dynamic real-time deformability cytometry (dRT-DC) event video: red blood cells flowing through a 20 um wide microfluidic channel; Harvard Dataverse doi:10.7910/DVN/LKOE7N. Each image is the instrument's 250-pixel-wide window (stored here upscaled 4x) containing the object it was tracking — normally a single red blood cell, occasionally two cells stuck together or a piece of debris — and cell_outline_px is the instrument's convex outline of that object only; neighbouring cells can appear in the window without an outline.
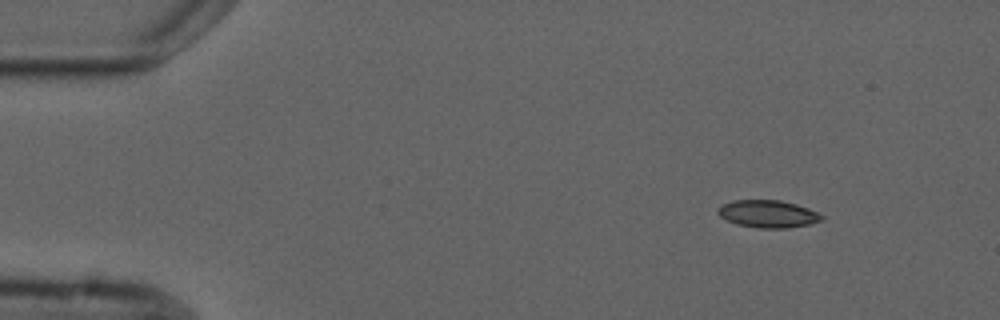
{"species": "common noctule bat (a hibernating species)", "species_latin": "Nyctalus noctula", "temperature_condition": "cold", "stored_images_in_passage": 5, "segment_of_instrument_passage": [1, 2], "camera_frame_rate_fps": 3000, "um_per_image_px": 0.085, "animal": {"sex": "male", "forearm_length_mm": 52.5}, "frame": {"image": 1, "passage_image": 1, "time_ms": 0.0, "image_size_px": [1000, 320], "cell_outline_px": [[824, 220], [812, 224], [788, 228], [756, 228], [736, 224], [720, 216], [716, 212], [716, 208], [732, 200], [780, 200], [796, 204], [808, 208], [824, 216]], "centroid_in_image_um": [65.29, 18.19], "position_along_channel_um": 19.7, "area_um2": 16.76}}
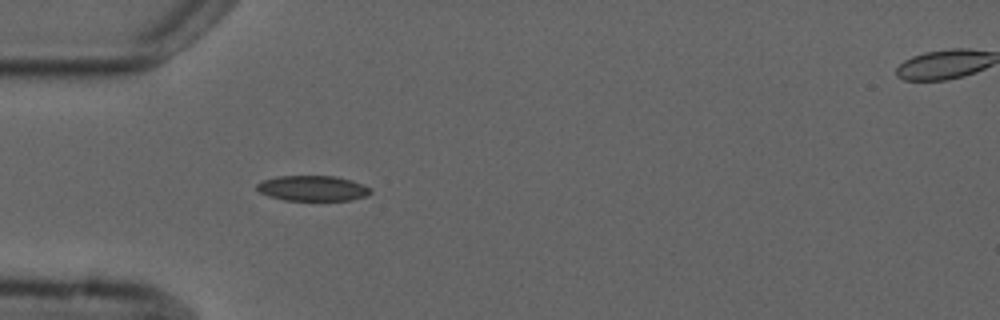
{"frame": {"image": 2, "passage_image": 4, "time_ms": 3.333, "image_size_px": [1000, 320], "cell_outline_px": [[372, 192], [368, 196], [352, 200], [284, 200], [268, 196], [260, 192], [256, 188], [256, 184], [264, 180], [276, 176], [336, 176], [352, 180], [364, 184], [372, 188]], "centroid_in_image_um": [26.62, 16.0], "position_along_channel_um": 58.4, "area_um2": 16.99}}